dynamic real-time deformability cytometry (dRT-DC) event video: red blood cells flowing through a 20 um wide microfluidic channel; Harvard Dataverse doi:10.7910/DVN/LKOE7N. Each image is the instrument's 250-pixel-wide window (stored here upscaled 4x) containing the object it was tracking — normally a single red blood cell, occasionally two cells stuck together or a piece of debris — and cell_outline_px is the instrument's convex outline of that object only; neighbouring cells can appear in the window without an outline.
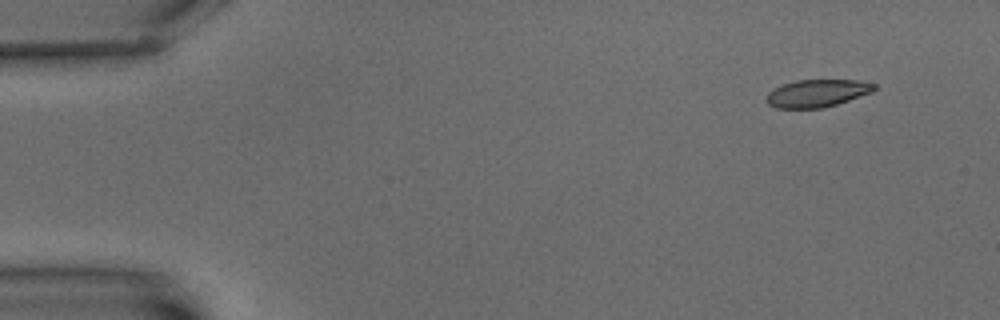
{"species": "common noctule bat (a hibernating species)", "species_latin": "Nyctalus noctula", "temperature_condition": "warm", "stored_images_in_passage": 4, "camera_frame_rate_fps": 3000, "um_per_image_px": 0.085, "animal": {"sex": "male", "body_mass_g": 15.6}, "frame": {"image": 1, "passage_image": 1, "time_ms": 0.0, "image_size_px": [1000, 320], "cell_outline_px": [[876, 88], [872, 92], [836, 104], [820, 108], [776, 108], [768, 104], [764, 100], [768, 92], [772, 88], [796, 80], [856, 80], [876, 84]], "centroid_in_image_um": [69.4, 7.92], "position_along_channel_um": 15.6, "area_um2": 17.28}}
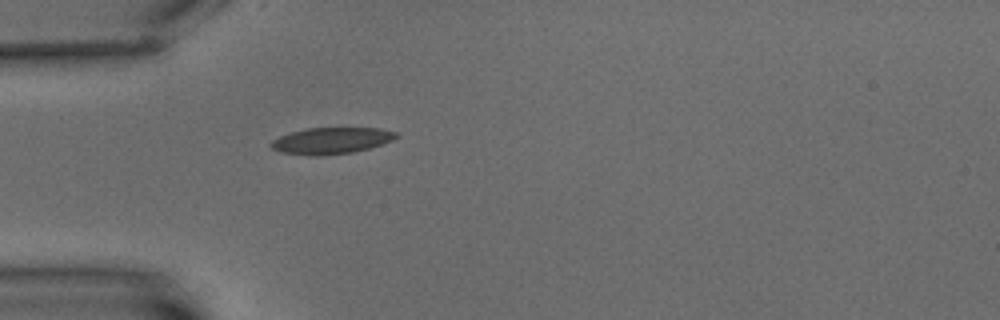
{"frame": {"image": 2, "passage_image": 4, "time_ms": 4.667, "image_size_px": [1000, 320], "cell_outline_px": [[400, 136], [392, 140], [368, 148], [352, 152], [320, 156], [316, 156], [280, 152], [272, 148], [268, 144], [272, 140], [280, 136], [292, 132], [308, 128], [380, 128], [396, 132]], "centroid_in_image_um": [28.14, 11.95], "position_along_channel_um": 56.9, "area_um2": 19.13}}